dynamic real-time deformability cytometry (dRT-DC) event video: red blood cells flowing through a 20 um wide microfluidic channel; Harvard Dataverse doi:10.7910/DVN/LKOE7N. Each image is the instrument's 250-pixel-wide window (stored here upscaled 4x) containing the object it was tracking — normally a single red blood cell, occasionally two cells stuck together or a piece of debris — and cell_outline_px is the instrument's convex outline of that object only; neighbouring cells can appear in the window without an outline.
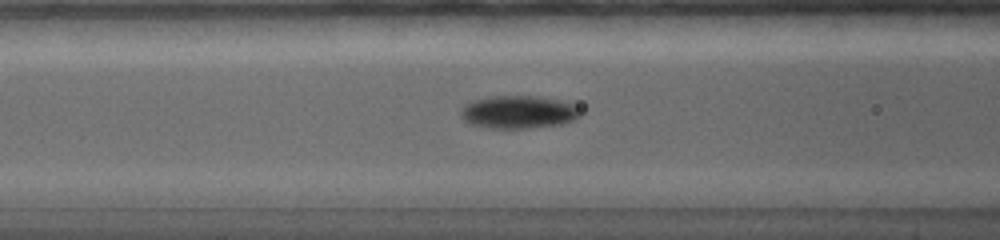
{"species": "common noctule bat (a hibernating species)", "species_latin": "Nyctalus noctula", "temperature_condition": "warm", "stored_images_in_passage": 94, "camera_frame_rate_fps": 5000, "um_per_image_px": 0.085, "animal": {"sex": "female", "body_mass_g": 19.0, "forearm_length_mm": 56.7}, "frame": {"image": 1, "passage_image": 28, "time_ms": 5.0, "image_size_px": [1000, 240], "cell_outline_px": [[584, 112], [580, 116], [572, 120], [560, 124], [528, 128], [488, 128], [468, 124], [460, 116], [460, 112], [464, 104], [472, 100], [492, 96], [528, 96], [560, 100], [572, 104], [580, 108]], "centroid_in_image_um": [44.04, 9.53], "position_along_channel_um": 122.6, "area_um2": 23.0}}
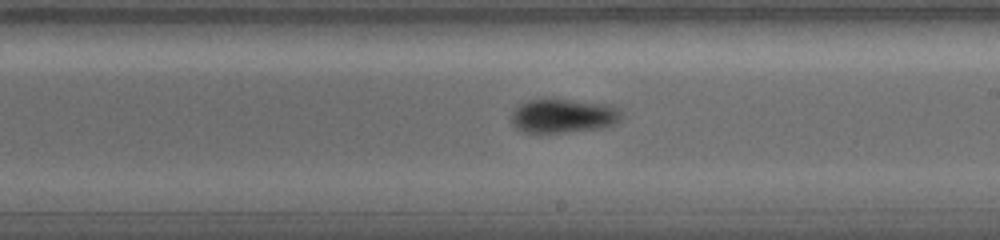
{"frame": {"image": 2, "passage_image": 45, "time_ms": 8.2, "image_size_px": [1000, 240], "cell_outline_px": [[620, 116], [612, 124], [596, 128], [560, 132], [524, 132], [516, 128], [512, 124], [512, 112], [520, 104], [528, 100], [568, 100], [604, 104], [616, 108], [620, 112]], "centroid_in_image_um": [47.78, 9.85], "position_along_channel_um": 241.2, "area_um2": 20.87}}
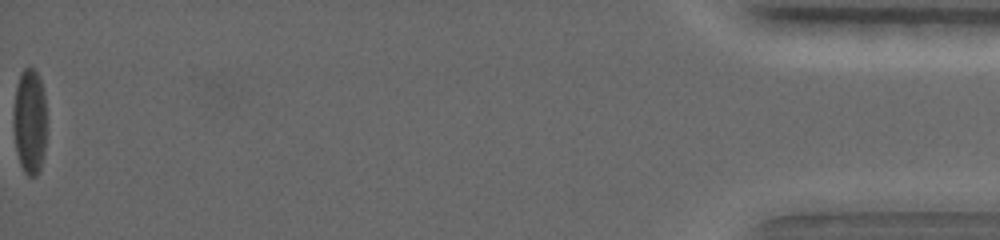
{"frame": {"image": 3, "passage_image": 93, "time_ms": 17.4, "image_size_px": [1000, 240], "cell_outline_px": [[44, 144], [40, 164], [36, 176], [28, 176], [24, 172], [20, 164], [16, 148], [16, 88], [20, 76], [24, 68], [32, 68], [36, 72], [40, 80], [44, 100]], "centroid_in_image_um": [2.53, 10.33], "position_along_channel_um": 432.7, "area_um2": 18.73}, "authors_computed_cell_mechanics": {"area_um2": 19.5364, "velocity_mm_per_s": 3.7354, "shape_relaxation_time_tau1_ms": 5.9351, "shape_relaxation_time_tau2_ms": 2.4306, "deformation_change_tau1": 0.1816, "deformation_change_tau2": 0.0562}}